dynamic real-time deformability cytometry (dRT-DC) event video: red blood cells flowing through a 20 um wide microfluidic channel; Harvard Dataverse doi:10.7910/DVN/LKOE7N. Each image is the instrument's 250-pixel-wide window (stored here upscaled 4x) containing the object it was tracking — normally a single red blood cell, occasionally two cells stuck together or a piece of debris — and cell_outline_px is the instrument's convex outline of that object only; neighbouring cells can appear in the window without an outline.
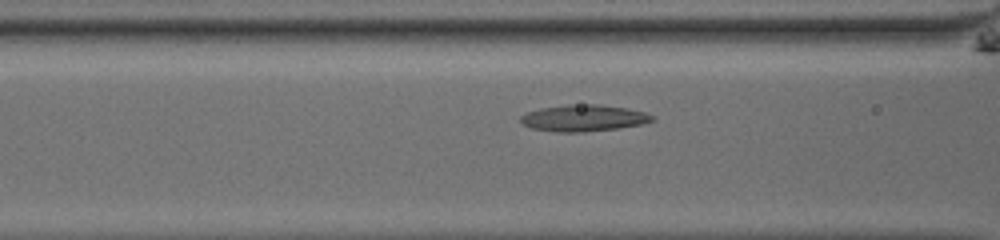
{"species": "common noctule bat (a hibernating species)", "species_latin": "Nyctalus noctula", "temperature_condition": "room temperature", "stored_images_in_passage": 34, "camera_frame_rate_fps": 3000, "um_per_image_px": 0.085, "animal": {"sex": "male", "body_mass_g": 13.0, "forearm_length_mm": 53.1}, "frame": {"image": 1, "passage_image": 4, "time_ms": 1.0, "image_size_px": [1000, 240], "cell_outline_px": [[656, 120], [640, 124], [620, 128], [584, 132], [556, 132], [532, 128], [524, 124], [520, 120], [520, 116], [528, 112], [540, 108], [568, 104], [600, 104], [628, 108], [644, 112], [656, 116]], "centroid_in_image_um": [49.65, 10.03], "position_along_channel_um": 117.0, "area_um2": 20.52}}
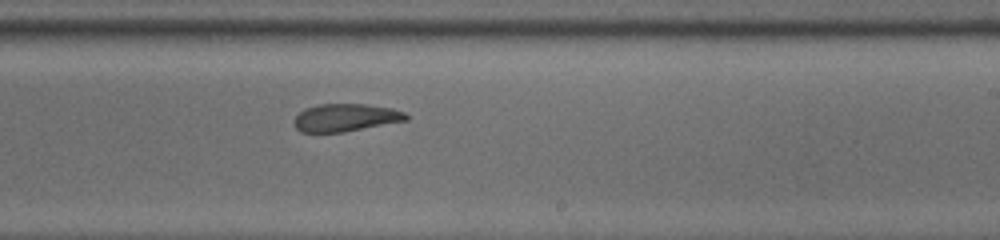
{"frame": {"image": 2, "passage_image": 15, "time_ms": 4.667, "image_size_px": [1000, 240], "cell_outline_px": [[408, 120], [344, 132], [300, 132], [292, 124], [296, 116], [304, 108], [316, 104], [368, 104], [392, 108], [404, 112], [408, 116]], "centroid_in_image_um": [29.35, 9.99], "position_along_channel_um": 259.6, "area_um2": 18.21}}
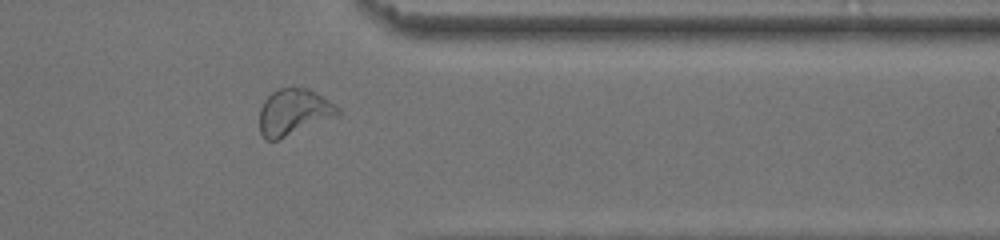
{"frame": {"image": 3, "passage_image": 25, "time_ms": 8.0, "image_size_px": [1000, 240], "cell_outline_px": [[340, 116], [276, 140], [264, 140], [260, 132], [260, 108], [264, 100], [272, 92], [280, 88], [308, 88], [328, 100], [340, 108]], "centroid_in_image_um": [24.98, 9.54], "position_along_channel_um": 386.4, "area_um2": 21.1}, "authors_computed_cell_mechanics": {"area_um2": 19.5942, "velocity_mm_per_s": 3.8859, "shape_relaxation_time_tau1_ms": 6.9374, "shape_relaxation_time_tau2_ms": 5.4954, "deformation_change_tau1": 0.17, "deformation_change_tau2": 0.0952}}